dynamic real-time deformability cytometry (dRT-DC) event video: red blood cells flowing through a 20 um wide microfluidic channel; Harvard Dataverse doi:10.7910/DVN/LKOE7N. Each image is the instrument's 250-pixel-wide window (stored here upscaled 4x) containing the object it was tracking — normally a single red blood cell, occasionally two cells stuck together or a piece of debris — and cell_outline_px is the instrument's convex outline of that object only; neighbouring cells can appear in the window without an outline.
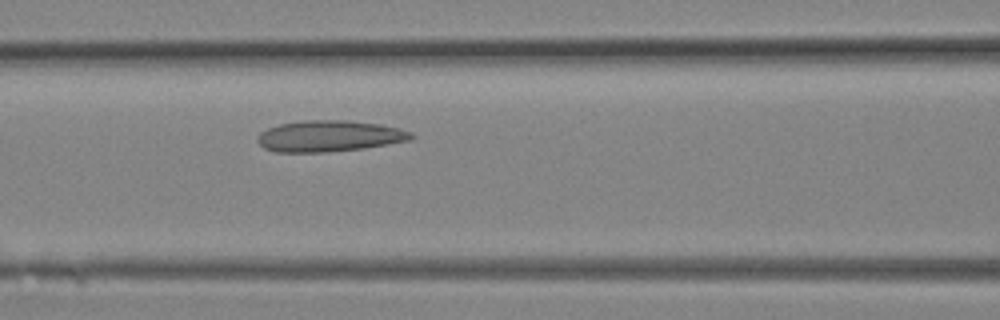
{"species": "Egyptian fruit bat (a non-hibernating species)", "species_latin": "Rousettus aegyptiacus", "temperature_condition": "room temperature", "stored_images_in_passage": 9, "camera_frame_rate_fps": 3000, "um_per_image_px": 0.085, "animal": {"sex": "female"}, "frame": {"image": 1, "passage_image": 9, "time_ms": 2.667, "image_size_px": [1000, 320], "cell_outline_px": [[416, 136], [412, 140], [364, 148], [328, 152], [276, 152], [264, 148], [256, 140], [256, 136], [260, 132], [268, 128], [280, 124], [304, 120], [348, 120], [380, 124], [400, 128], [412, 132]], "centroid_in_image_um": [28.01, 11.56], "position_along_channel_um": 138.6, "area_um2": 28.21}}